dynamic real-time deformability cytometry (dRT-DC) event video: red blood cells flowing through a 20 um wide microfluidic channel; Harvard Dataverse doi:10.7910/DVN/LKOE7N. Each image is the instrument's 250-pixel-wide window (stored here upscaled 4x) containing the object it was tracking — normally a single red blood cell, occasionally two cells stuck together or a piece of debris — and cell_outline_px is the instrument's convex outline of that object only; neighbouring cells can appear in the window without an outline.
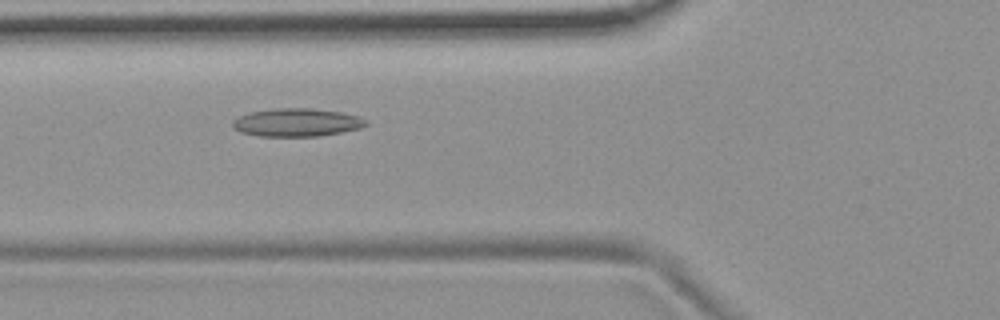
{"species": "common noctule bat (a hibernating species)", "species_latin": "Nyctalus noctula", "temperature_condition": "room temperature", "stored_images_in_passage": 9, "camera_frame_rate_fps": 3000, "um_per_image_px": 0.085, "animal": {"sex": "female", "body_mass_g": 19.9}, "frame": {"image": 1, "passage_image": 8, "time_ms": 9.0, "image_size_px": [1000, 320], "cell_outline_px": [[368, 124], [360, 128], [320, 136], [260, 136], [240, 132], [232, 128], [232, 120], [248, 112], [272, 108], [312, 108], [340, 112], [360, 116]], "centroid_in_image_um": [25.18, 10.4], "position_along_channel_um": 100.6, "area_um2": 21.91}}
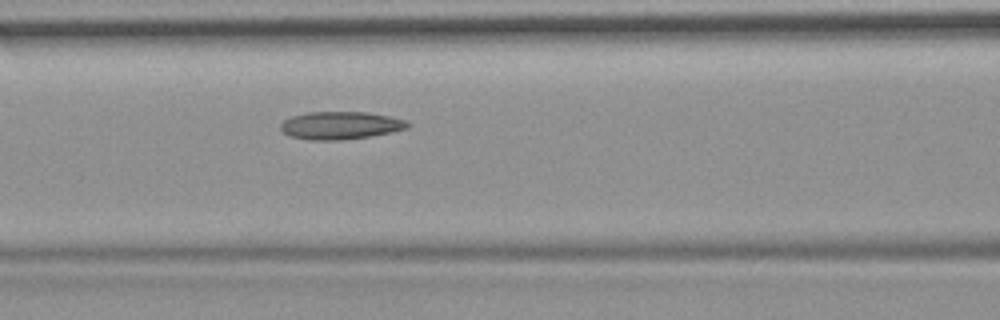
{"frame": {"image": 2, "passage_image": 9, "time_ms": 10.0, "image_size_px": [1000, 320], "cell_outline_px": [[412, 124], [408, 128], [392, 132], [368, 136], [340, 140], [312, 140], [288, 136], [280, 128], [280, 124], [284, 120], [292, 116], [308, 112], [368, 112], [392, 116], [404, 120]], "centroid_in_image_um": [28.95, 10.65], "position_along_channel_um": 137.6, "area_um2": 20.58}}